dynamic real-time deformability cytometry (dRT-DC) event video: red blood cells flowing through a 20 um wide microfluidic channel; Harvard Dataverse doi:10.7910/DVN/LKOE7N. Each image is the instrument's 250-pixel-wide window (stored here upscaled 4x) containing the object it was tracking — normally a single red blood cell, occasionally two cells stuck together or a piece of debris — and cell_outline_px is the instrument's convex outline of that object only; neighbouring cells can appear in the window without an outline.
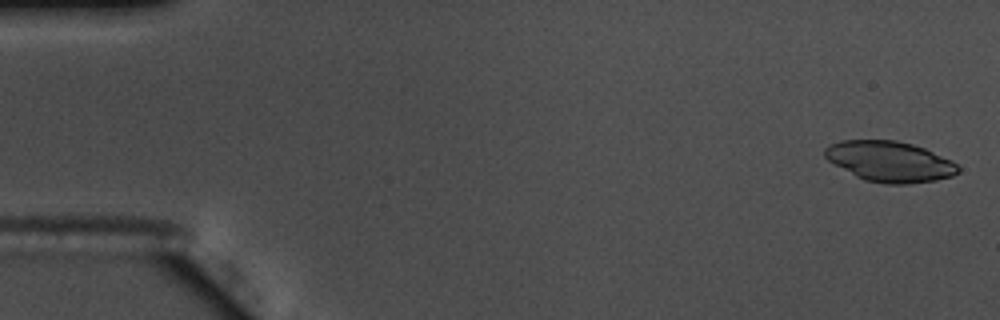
{"species": "common noctule bat (a hibernating species)", "species_latin": "Nyctalus noctula", "temperature_condition": "warm", "stored_images_in_passage": 56, "camera_frame_rate_fps": 3000, "um_per_image_px": 0.085, "animal": {"sex": "male", "body_mass_g": 17.5, "forearm_length_mm": 52.3}, "frame": {"image": 1, "passage_image": 2, "time_ms": 0.333, "image_size_px": [1000, 320], "cell_outline_px": [[960, 172], [952, 176], [936, 180], [908, 184], [884, 184], [864, 180], [856, 176], [828, 160], [824, 156], [824, 148], [840, 140], [896, 140], [912, 144], [924, 148], [952, 160], [960, 168]], "centroid_in_image_um": [75.65, 13.73], "position_along_channel_um": 9.4, "area_um2": 31.5}}